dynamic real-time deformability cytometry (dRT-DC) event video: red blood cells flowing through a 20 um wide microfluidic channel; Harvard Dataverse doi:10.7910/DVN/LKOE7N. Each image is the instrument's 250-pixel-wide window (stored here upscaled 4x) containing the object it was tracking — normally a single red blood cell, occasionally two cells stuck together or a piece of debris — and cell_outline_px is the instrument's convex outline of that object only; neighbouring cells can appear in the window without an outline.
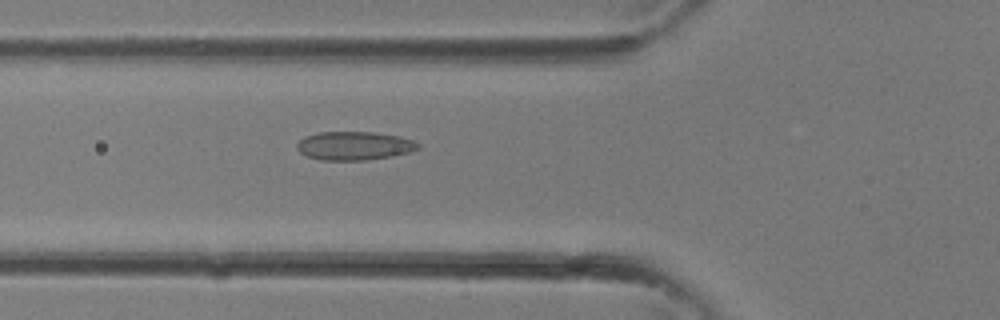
{"species": "common noctule bat (a hibernating species)", "species_latin": "Nyctalus noctula", "temperature_condition": "room temperature", "stored_images_in_passage": 33, "camera_frame_rate_fps": 3000, "um_per_image_px": 0.085, "animal": {"sex": "female"}, "frame": {"image": 1, "passage_image": 12, "time_ms": 3.667, "image_size_px": [1000, 320], "cell_outline_px": [[420, 148], [408, 152], [392, 156], [364, 160], [320, 160], [304, 156], [296, 148], [296, 144], [304, 136], [320, 132], [372, 132], [400, 136], [412, 140], [420, 144]], "centroid_in_image_um": [30.08, 12.39], "position_along_channel_um": 95.7, "area_um2": 20.23}}
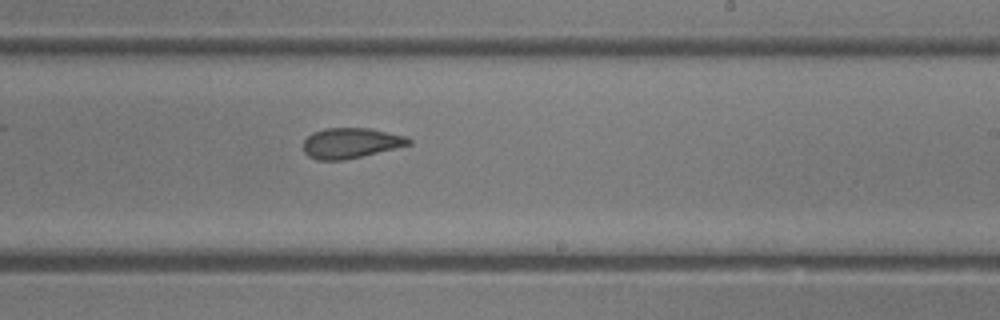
{"frame": {"image": 2, "passage_image": 20, "time_ms": 6.333, "image_size_px": [1000, 320], "cell_outline_px": [[412, 144], [396, 148], [344, 160], [316, 160], [308, 156], [304, 152], [304, 140], [312, 132], [324, 128], [368, 128], [404, 136], [412, 140]], "centroid_in_image_um": [29.78, 12.16], "position_along_channel_um": 259.2, "area_um2": 18.55}}
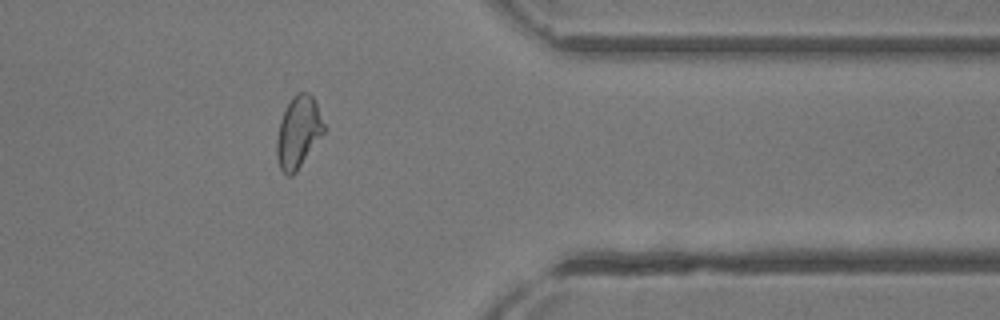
{"frame": {"image": 3, "passage_image": 27, "time_ms": 8.667, "image_size_px": [1000, 320], "cell_outline_px": [[324, 132], [296, 172], [292, 176], [288, 176], [280, 168], [276, 156], [276, 140], [280, 120], [292, 96], [300, 92], [308, 92], [316, 100], [324, 124]], "centroid_in_image_um": [25.35, 11.22], "position_along_channel_um": 386.1, "area_um2": 19.59}}